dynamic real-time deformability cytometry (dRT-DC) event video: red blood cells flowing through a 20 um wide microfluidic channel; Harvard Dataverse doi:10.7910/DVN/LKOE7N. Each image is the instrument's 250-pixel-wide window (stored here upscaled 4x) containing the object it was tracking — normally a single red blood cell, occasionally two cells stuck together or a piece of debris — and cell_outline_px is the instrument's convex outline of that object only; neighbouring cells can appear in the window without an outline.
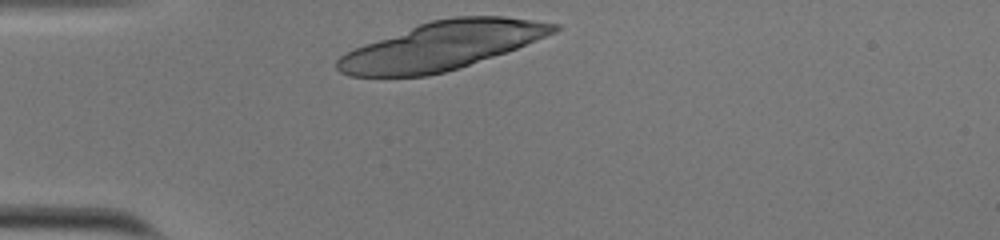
{"species": "human", "species_latin": "Homo sapiens", "temperature_condition": "cold", "stored_images_in_passage": 29, "camera_frame_rate_fps": 3000, "um_per_image_px": 0.085, "donor": {"sex": "male"}, "frame": {"image": 1, "passage_image": 1, "time_ms": 0.0, "image_size_px": [1000, 240], "cell_outline_px": [[560, 28], [556, 32], [516, 48], [444, 72], [424, 76], [348, 76], [340, 72], [336, 68], [336, 60], [340, 56], [356, 48], [420, 24], [432, 20], [456, 16], [504, 16], [560, 24]], "centroid_in_image_um": [37.57, 3.89], "position_along_channel_um": 47.4, "area_um2": 59.36}}